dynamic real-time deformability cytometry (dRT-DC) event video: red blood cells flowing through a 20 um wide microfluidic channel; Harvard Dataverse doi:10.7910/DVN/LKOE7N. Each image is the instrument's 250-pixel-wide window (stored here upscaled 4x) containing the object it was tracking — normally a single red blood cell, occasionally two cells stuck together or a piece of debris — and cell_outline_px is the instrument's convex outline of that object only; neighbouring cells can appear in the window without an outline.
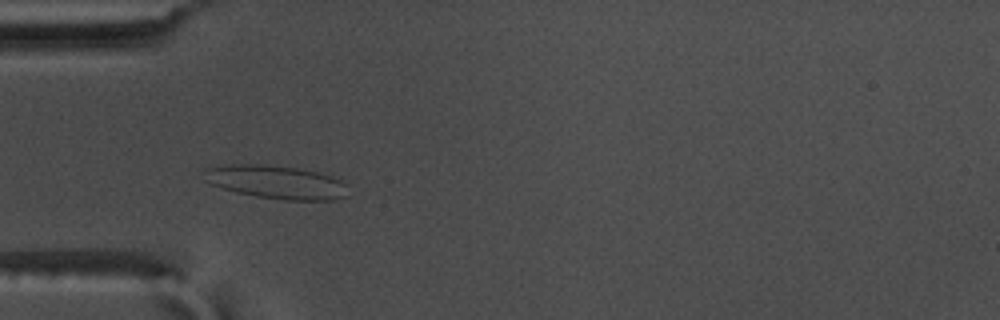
{"species": "common noctule bat (a hibernating species)", "species_latin": "Nyctalus noctula", "temperature_condition": "warm", "stored_images_in_passage": 45, "camera_frame_rate_fps": 3000, "um_per_image_px": 0.085, "animal": {"sex": "male", "body_mass_g": 17.5, "forearm_length_mm": 52.3}, "frame": {"image": 1, "passage_image": 10, "time_ms": 3.0, "image_size_px": [1000, 320], "cell_outline_px": [[348, 196], [332, 200], [284, 200], [256, 196], [236, 192], [208, 184], [204, 180], [204, 168], [212, 164], [268, 164], [300, 168], [332, 176], [340, 180], [344, 184]], "centroid_in_image_um": [23.38, 15.46], "position_along_channel_um": 61.6, "area_um2": 28.5}}
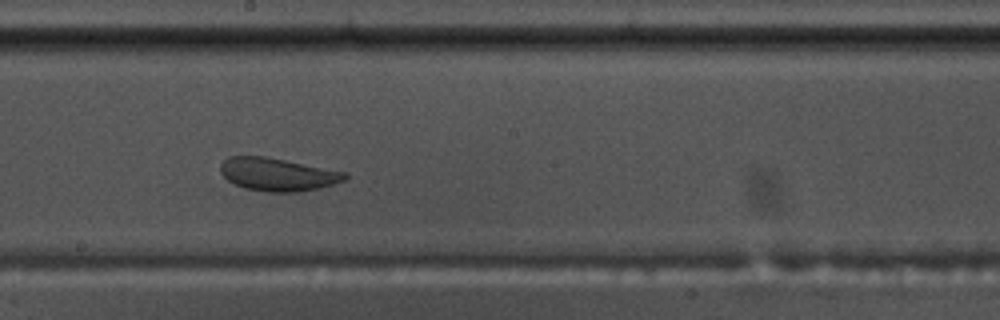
{"frame": {"image": 2, "passage_image": 24, "time_ms": 7.667, "image_size_px": [1000, 320], "cell_outline_px": [[348, 176], [344, 180], [320, 188], [300, 192], [264, 192], [244, 188], [228, 180], [220, 172], [220, 164], [228, 156], [264, 156], [348, 172]], "centroid_in_image_um": [23.6, 14.83], "position_along_channel_um": 224.6, "area_um2": 23.99}}
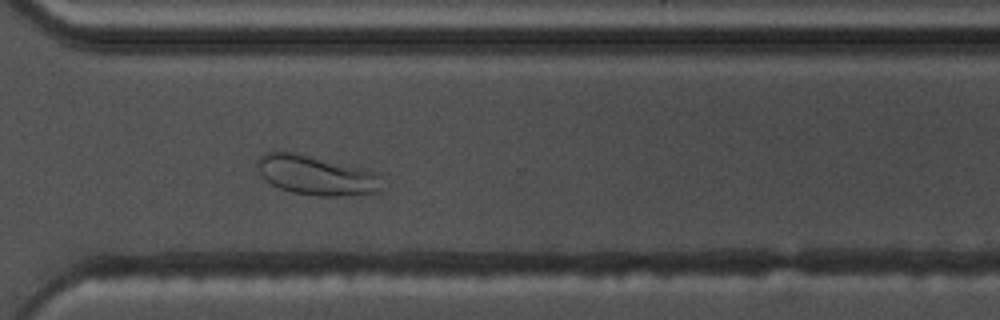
{"frame": {"image": 3, "passage_image": 34, "time_ms": 11.0, "image_size_px": [1000, 320], "cell_outline_px": [[380, 192], [340, 196], [320, 196], [292, 192], [280, 188], [272, 184], [260, 172], [256, 164], [260, 156], [264, 152], [296, 152], [376, 172]], "centroid_in_image_um": [26.83, 14.89], "position_along_channel_um": 343.8, "area_um2": 28.03}, "authors_computed_cell_mechanics": {"area_um2": 26.5302, "velocity_mm_per_s": 3.5633, "shape_relaxation_time_tau1_ms": 7.7065, "shape_relaxation_time_tau2_ms": null, "deformation_change_tau1": 0.1822, "deformation_change_tau2": null}}